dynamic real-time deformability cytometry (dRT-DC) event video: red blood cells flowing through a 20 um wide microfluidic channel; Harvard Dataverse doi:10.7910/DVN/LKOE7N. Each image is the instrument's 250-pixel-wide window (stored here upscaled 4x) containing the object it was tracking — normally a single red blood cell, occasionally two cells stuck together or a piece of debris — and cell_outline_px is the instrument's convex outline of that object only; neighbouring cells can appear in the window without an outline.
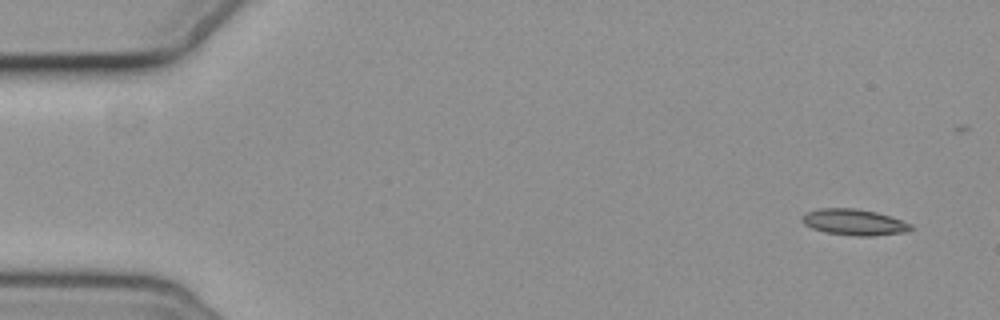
{"species": "common noctule bat (a hibernating species)", "species_latin": "Nyctalus noctula", "temperature_condition": "cold", "stored_images_in_passage": 5, "camera_frame_rate_fps": 3000, "um_per_image_px": 0.085, "animal": {"sex": "female", "body_mass_g": 19.3, "forearm_length_mm": 54.1}, "frame": {"image": 1, "passage_image": 1, "time_ms": 0.0, "image_size_px": [1000, 320], "cell_outline_px": [[912, 228], [908, 232], [872, 236], [856, 236], [828, 232], [812, 228], [804, 224], [800, 220], [808, 212], [820, 208], [856, 208], [876, 212], [912, 224]], "centroid_in_image_um": [72.62, 18.89], "position_along_channel_um": 12.4, "area_um2": 16.36}}